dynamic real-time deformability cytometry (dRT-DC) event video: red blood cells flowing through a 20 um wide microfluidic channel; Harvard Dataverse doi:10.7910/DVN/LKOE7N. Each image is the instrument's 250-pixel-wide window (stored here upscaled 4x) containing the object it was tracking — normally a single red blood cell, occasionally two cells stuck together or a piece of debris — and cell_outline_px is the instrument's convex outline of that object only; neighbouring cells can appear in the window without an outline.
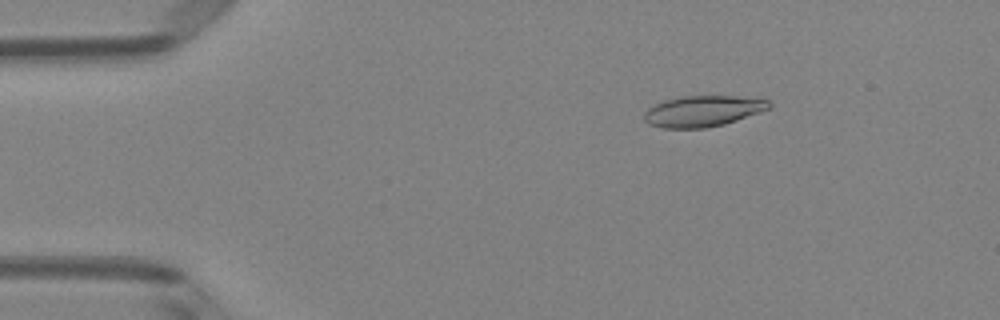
{"species": "Egyptian fruit bat (a non-hibernating species)", "species_latin": "Rousettus aegyptiacus", "temperature_condition": "room temperature", "stored_images_in_passage": 50, "camera_frame_rate_fps": 3000, "um_per_image_px": 0.085, "animal": {"sex": "female"}, "frame": {"image": 1, "passage_image": 8, "time_ms": 2.333, "image_size_px": [1000, 320], "cell_outline_px": [[772, 108], [724, 124], [704, 128], [664, 128], [648, 124], [644, 120], [644, 112], [648, 108], [664, 100], [680, 96], [764, 96], [772, 104]], "centroid_in_image_um": [59.81, 9.42], "position_along_channel_um": 25.2, "area_um2": 22.95}}
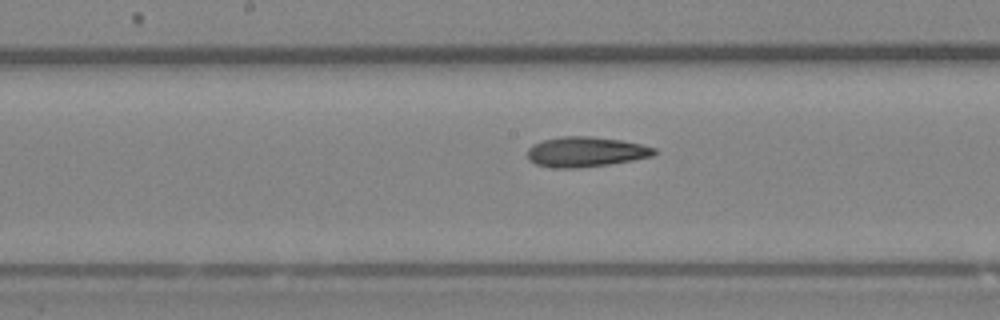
{"frame": {"image": 2, "passage_image": 26, "time_ms": 8.333, "image_size_px": [1000, 320], "cell_outline_px": [[660, 152], [652, 156], [632, 160], [608, 164], [580, 168], [552, 168], [536, 164], [528, 160], [528, 148], [532, 144], [544, 140], [564, 136], [592, 136], [620, 140], [640, 144], [656, 148]], "centroid_in_image_um": [49.79, 12.91], "position_along_channel_um": 198.4, "area_um2": 22.31}}
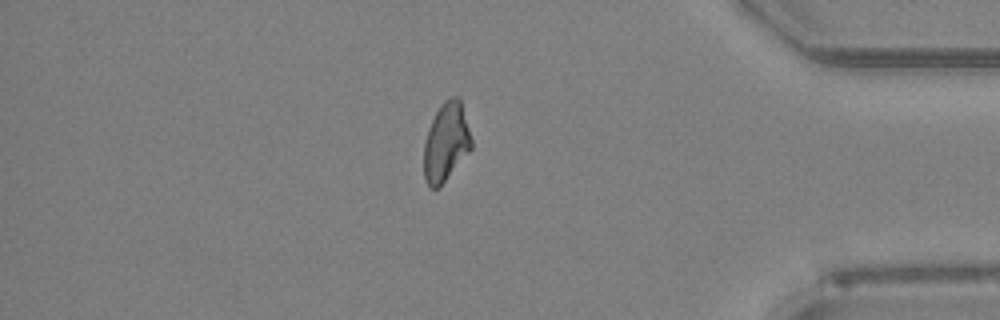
{"frame": {"image": 3, "passage_image": 43, "time_ms": 14.0, "image_size_px": [1000, 320], "cell_outline_px": [[472, 148], [440, 188], [428, 188], [424, 180], [424, 144], [428, 128], [440, 104], [444, 100], [452, 96], [460, 96], [472, 140]], "centroid_in_image_um": [37.91, 12.09], "position_along_channel_um": 397.3, "area_um2": 22.08}, "authors_computed_cell_mechanics": {"area_um2": 22.253, "velocity_mm_per_s": 4.0631, "shape_relaxation_time_tau1_ms": 6.268, "shape_relaxation_time_tau2_ms": 6.1105, "deformation_change_tau1": 0.2058, "deformation_change_tau2": 0.1687}}